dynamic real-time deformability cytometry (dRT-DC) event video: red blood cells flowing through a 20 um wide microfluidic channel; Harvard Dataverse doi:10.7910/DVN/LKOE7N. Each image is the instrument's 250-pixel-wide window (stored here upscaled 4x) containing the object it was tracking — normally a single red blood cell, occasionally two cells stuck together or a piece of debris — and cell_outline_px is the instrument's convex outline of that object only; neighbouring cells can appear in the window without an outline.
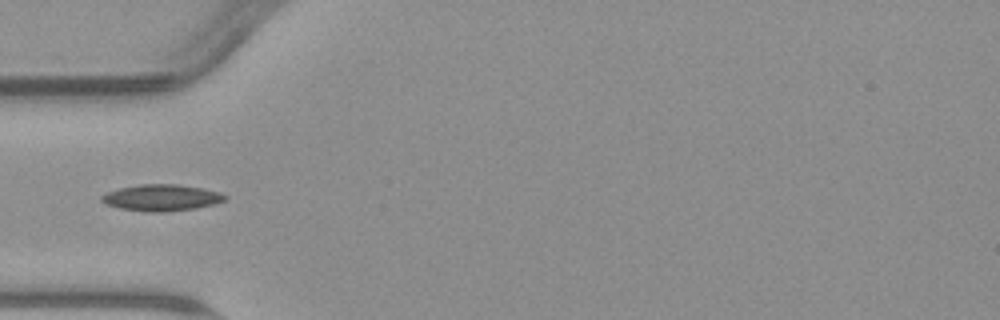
{"species": "common noctule bat (a hibernating species)", "species_latin": "Nyctalus noctula", "temperature_condition": "warm", "stored_images_in_passage": 7, "camera_frame_rate_fps": 3000, "um_per_image_px": 0.085, "animal": {"sex": "male", "body_mass_g": 23.1, "forearm_length_mm": 52.7}, "frame": {"image": 1, "passage_image": 5, "time_ms": 5.667, "image_size_px": [1000, 320], "cell_outline_px": [[228, 196], [224, 200], [216, 204], [168, 212], [144, 212], [120, 208], [108, 204], [100, 200], [100, 196], [108, 192], [120, 188], [140, 184], [176, 184], [204, 188], [220, 192]], "centroid_in_image_um": [13.75, 16.8], "position_along_channel_um": 71.3, "area_um2": 19.02}}
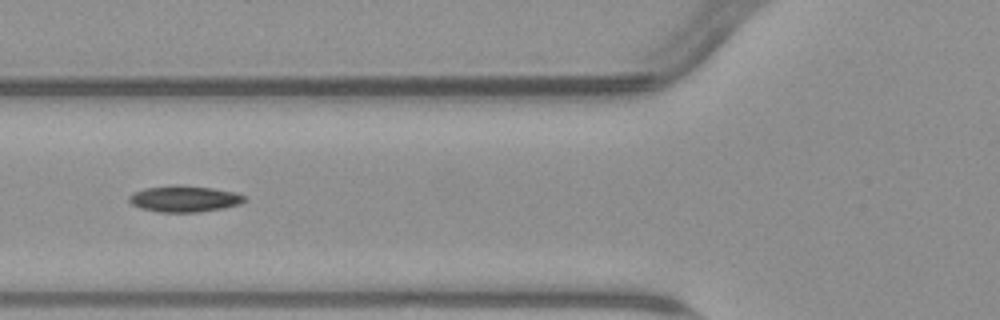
{"frame": {"image": 2, "passage_image": 6, "time_ms": 6.667, "image_size_px": [1000, 320], "cell_outline_px": [[244, 200], [240, 204], [224, 208], [196, 212], [160, 212], [140, 208], [132, 204], [128, 200], [128, 196], [144, 188], [172, 184], [176, 184], [212, 188], [236, 192], [244, 196]], "centroid_in_image_um": [15.65, 16.89], "position_along_channel_um": 110.2, "area_um2": 17.69}}
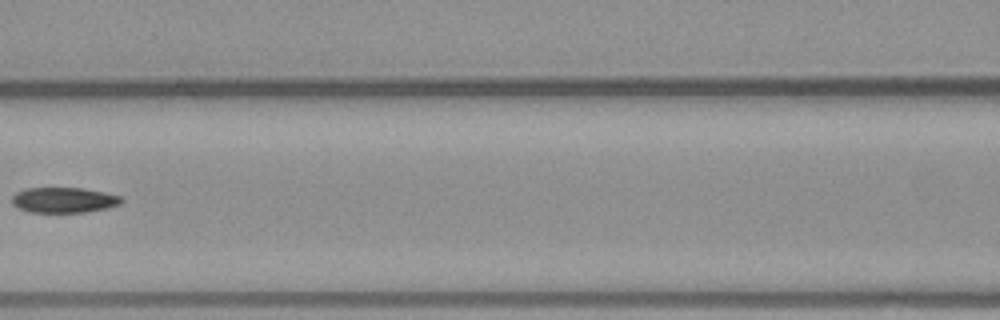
{"frame": {"image": 3, "passage_image": 7, "time_ms": 8.0, "image_size_px": [1000, 320], "cell_outline_px": [[124, 200], [120, 204], [108, 208], [84, 212], [28, 212], [16, 208], [12, 204], [12, 196], [16, 192], [24, 188], [84, 188], [104, 192], [120, 196]], "centroid_in_image_um": [5.4, 17.0], "position_along_channel_um": 161.2, "area_um2": 16.36}}